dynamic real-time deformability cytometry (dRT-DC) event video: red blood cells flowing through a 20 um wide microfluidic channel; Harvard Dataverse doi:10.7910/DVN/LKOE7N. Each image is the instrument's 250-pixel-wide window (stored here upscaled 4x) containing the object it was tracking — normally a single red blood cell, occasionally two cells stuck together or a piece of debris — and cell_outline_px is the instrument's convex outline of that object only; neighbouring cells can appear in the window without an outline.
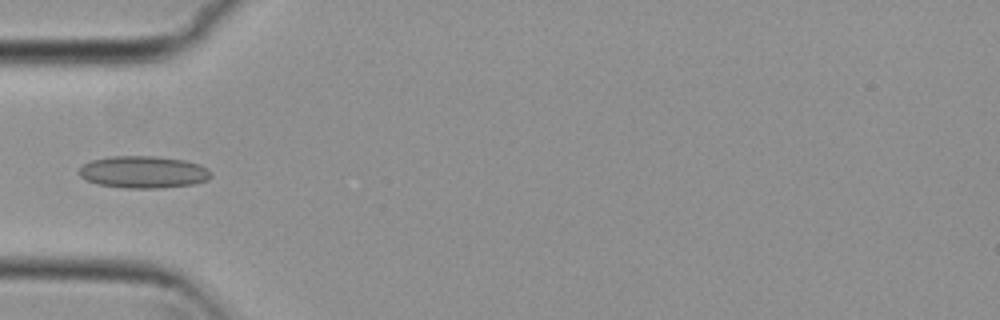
{"species": "common noctule bat (a hibernating species)", "species_latin": "Nyctalus noctula", "temperature_condition": "cold", "stored_images_in_passage": 6, "camera_frame_rate_fps": 3000, "um_per_image_px": 0.085, "animal": {"sex": "female", "body_mass_g": 29.2, "forearm_length_mm": 56.3}, "frame": {"image": 1, "passage_image": 4, "time_ms": 1.0, "image_size_px": [1000, 320], "cell_outline_px": [[212, 176], [208, 180], [192, 184], [160, 188], [128, 188], [96, 184], [80, 176], [80, 168], [84, 164], [92, 160], [112, 156], [156, 156], [184, 160], [200, 164], [208, 168], [212, 172]], "centroid_in_image_um": [12.23, 14.62], "position_along_channel_um": 72.8, "area_um2": 24.68}}
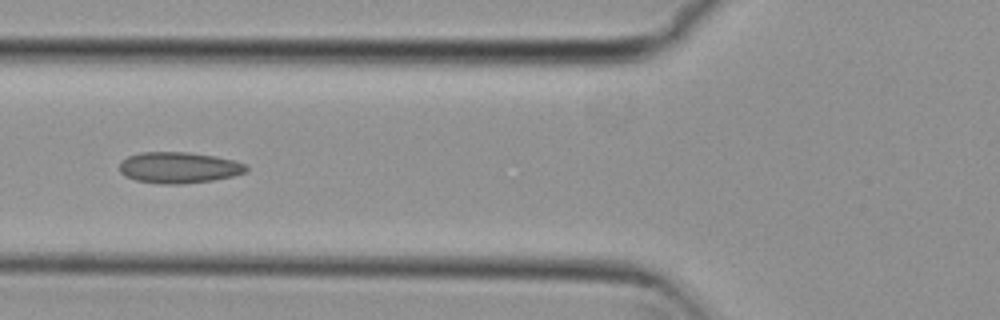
{"frame": {"image": 2, "passage_image": 5, "time_ms": 1.333, "image_size_px": [1000, 320], "cell_outline_px": [[248, 172], [232, 176], [212, 180], [184, 184], [160, 184], [136, 180], [124, 176], [120, 172], [120, 164], [128, 156], [140, 152], [188, 152], [216, 156], [248, 164]], "centroid_in_image_um": [15.23, 14.25], "position_along_channel_um": 110.6, "area_um2": 23.12}}
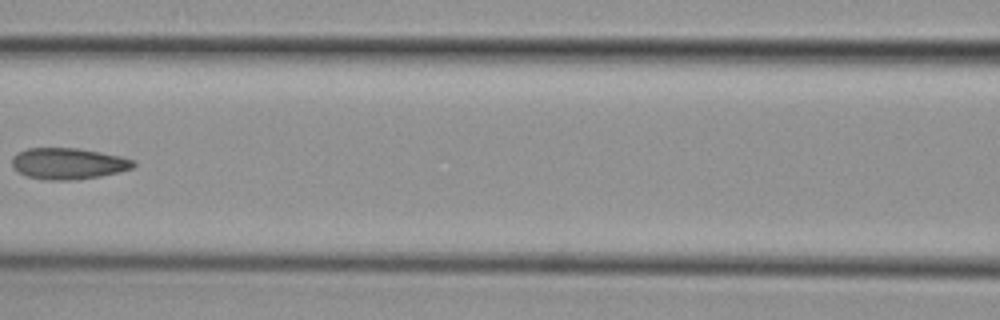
{"frame": {"image": 3, "passage_image": 6, "time_ms": 1.667, "image_size_px": [1000, 320], "cell_outline_px": [[136, 164], [132, 168], [100, 176], [72, 180], [44, 180], [24, 176], [12, 168], [12, 156], [16, 152], [28, 148], [76, 148], [100, 152], [120, 156], [136, 160]], "centroid_in_image_um": [5.74, 13.9], "position_along_channel_um": 160.9, "area_um2": 22.31}}